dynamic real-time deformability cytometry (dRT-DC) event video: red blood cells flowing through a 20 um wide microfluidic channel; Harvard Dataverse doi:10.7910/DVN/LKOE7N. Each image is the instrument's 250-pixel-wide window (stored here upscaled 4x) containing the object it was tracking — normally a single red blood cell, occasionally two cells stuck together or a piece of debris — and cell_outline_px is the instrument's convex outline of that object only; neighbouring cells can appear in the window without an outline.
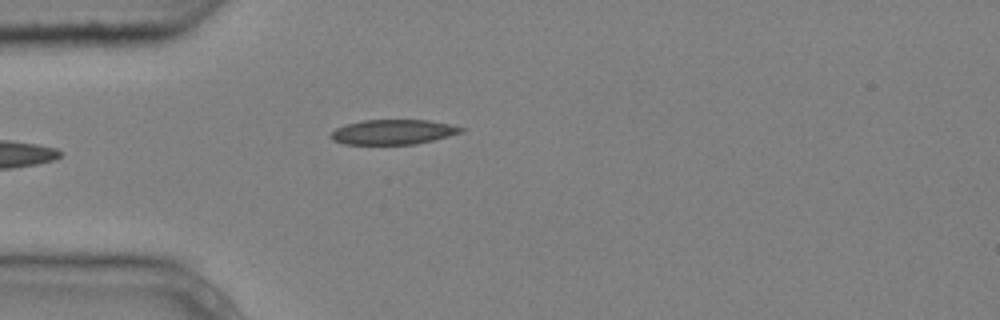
{"species": "common noctule bat (a hibernating species)", "species_latin": "Nyctalus noctula", "temperature_condition": "cold", "stored_images_in_passage": 5, "camera_frame_rate_fps": 3000, "um_per_image_px": 0.085, "animal": {"sex": "male", "body_mass_g": 20.4}, "frame": {"image": 1, "passage_image": 5, "time_ms": 1.333, "image_size_px": [1000, 320], "cell_outline_px": [[464, 132], [416, 144], [344, 144], [332, 140], [328, 136], [336, 128], [348, 124], [364, 120], [428, 120], [448, 124], [464, 128]], "centroid_in_image_um": [33.39, 11.22], "position_along_channel_um": 51.6, "area_um2": 18.73}}